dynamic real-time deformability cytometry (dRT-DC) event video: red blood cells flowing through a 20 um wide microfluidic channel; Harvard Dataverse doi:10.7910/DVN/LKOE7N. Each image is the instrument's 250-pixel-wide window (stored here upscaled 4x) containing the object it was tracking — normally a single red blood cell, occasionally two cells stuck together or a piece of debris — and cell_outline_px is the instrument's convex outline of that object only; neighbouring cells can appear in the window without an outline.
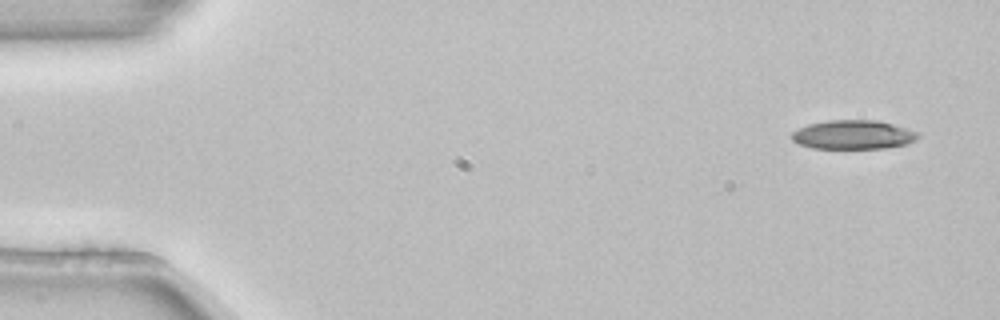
{"species": "common noctule bat (a hibernating species)", "species_latin": "Nyctalus noctula", "temperature_condition": "room temperature", "stored_images_in_passage": 5, "segment_of_instrument_passage": [1, 2], "camera_frame_rate_fps": 3000, "um_per_image_px": 0.085, "animal": {"sex": "female", "body_mass_g": 22.7, "forearm_length_mm": 54.2}, "frame": {"image": 1, "passage_image": 1, "time_ms": 0.0, "image_size_px": [1000, 320], "cell_outline_px": [[920, 136], [916, 140], [908, 144], [888, 148], [812, 148], [800, 144], [792, 140], [792, 132], [808, 124], [828, 120], [876, 120], [892, 124], [920, 132]], "centroid_in_image_um": [72.57, 11.45], "position_along_channel_um": 12.4, "area_um2": 21.39}}